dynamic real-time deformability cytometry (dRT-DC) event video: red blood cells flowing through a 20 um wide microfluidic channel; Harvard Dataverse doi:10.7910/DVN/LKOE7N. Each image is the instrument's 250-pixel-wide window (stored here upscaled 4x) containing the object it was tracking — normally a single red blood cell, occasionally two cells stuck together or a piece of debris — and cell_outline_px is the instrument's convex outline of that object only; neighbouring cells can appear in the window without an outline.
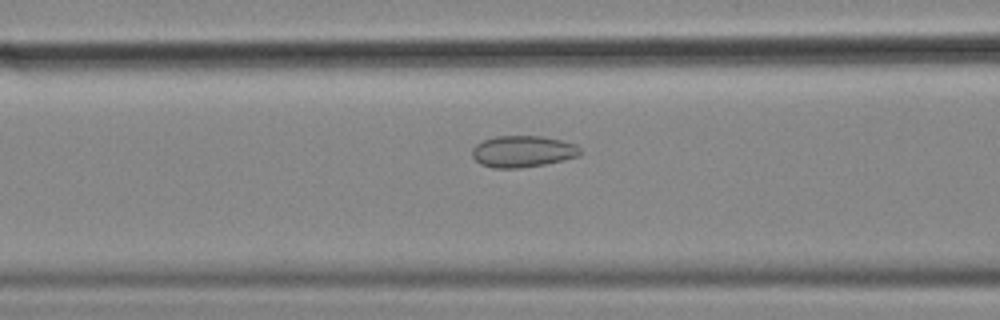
{"species": "common noctule bat (a hibernating species)", "species_latin": "Nyctalus noctula", "temperature_condition": "cold", "stored_images_in_passage": 56, "camera_frame_rate_fps": 3000, "um_per_image_px": 0.085, "animal": {"sex": "female", "body_mass_g": 18.4}, "frame": {"image": 1, "passage_image": 22, "time_ms": 7.0, "image_size_px": [1000, 320], "cell_outline_px": [[580, 156], [564, 160], [544, 164], [520, 168], [492, 168], [480, 164], [472, 156], [472, 148], [476, 144], [484, 140], [496, 136], [544, 136], [576, 144], [580, 148]], "centroid_in_image_um": [44.43, 12.87], "position_along_channel_um": 122.2, "area_um2": 19.94}}
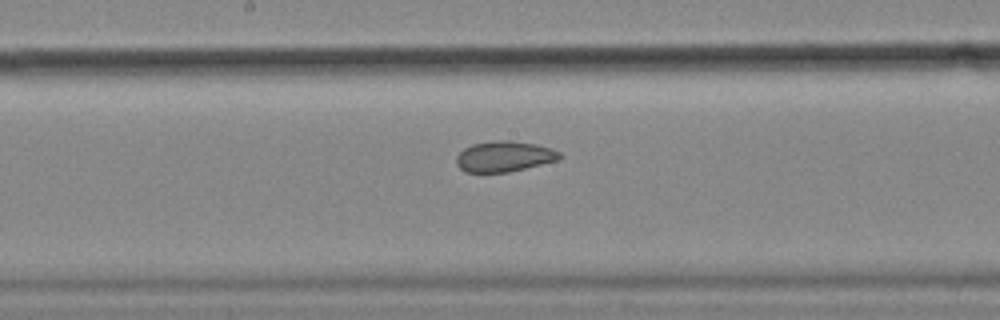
{"frame": {"image": 2, "passage_image": 29, "time_ms": 9.333, "image_size_px": [1000, 320], "cell_outline_px": [[560, 160], [508, 172], [464, 172], [456, 164], [456, 156], [464, 148], [472, 144], [496, 140], [508, 140], [536, 144], [552, 148], [560, 152]], "centroid_in_image_um": [42.86, 13.29], "position_along_channel_um": 205.3, "area_um2": 18.5}}
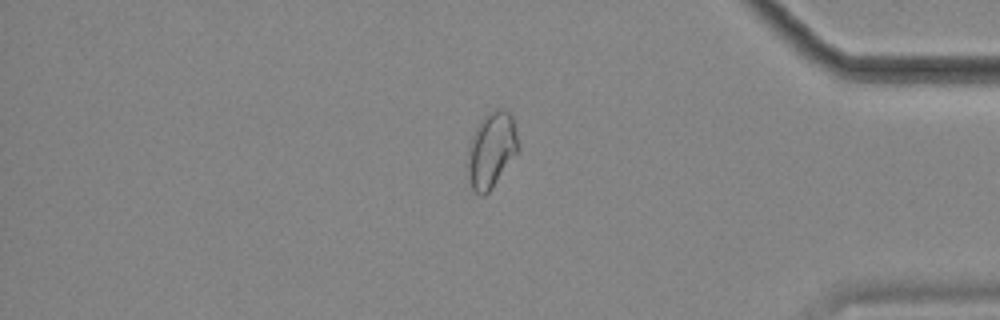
{"frame": {"image": 3, "passage_image": 47, "time_ms": 15.333, "image_size_px": [1000, 320], "cell_outline_px": [[520, 148], [488, 192], [484, 196], [480, 196], [472, 188], [468, 180], [468, 144], [480, 120], [488, 112], [496, 108], [504, 108], [512, 116], [520, 144]], "centroid_in_image_um": [41.77, 12.71], "position_along_channel_um": 393.4, "area_um2": 22.25}, "authors_computed_cell_mechanics": {"area_um2": 21.8195, "velocity_mm_per_s": 3.5707, "shape_relaxation_time_tau1_ms": null, "shape_relaxation_time_tau2_ms": 1.8691, "deformation_change_tau1": null, "deformation_change_tau2": 0.0658}}